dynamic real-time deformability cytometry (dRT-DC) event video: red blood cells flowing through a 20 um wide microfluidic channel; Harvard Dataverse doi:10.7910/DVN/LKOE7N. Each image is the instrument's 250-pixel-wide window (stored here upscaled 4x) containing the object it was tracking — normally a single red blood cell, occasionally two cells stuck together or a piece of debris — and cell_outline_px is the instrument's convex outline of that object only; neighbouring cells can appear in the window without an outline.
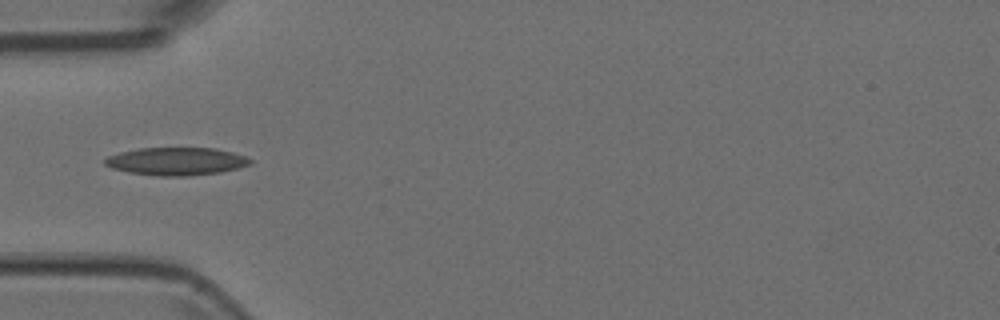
{"species": "Egyptian fruit bat (a non-hibernating species)", "species_latin": "Rousettus aegyptiacus", "temperature_condition": "room temperature", "stored_images_in_passage": 1, "camera_frame_rate_fps": 3000, "um_per_image_px": 0.085, "animal": {"sex": "female"}, "frame": {"image": 1, "passage_image": 1, "time_ms": 0.0, "image_size_px": [1000, 320], "cell_outline_px": [[252, 164], [220, 172], [188, 176], [160, 176], [128, 172], [112, 168], [104, 164], [104, 160], [108, 156], [120, 152], [140, 148], [216, 148], [232, 152], [244, 156], [252, 160]], "centroid_in_image_um": [14.98, 13.71], "position_along_channel_um": 70.0, "area_um2": 23.47}}